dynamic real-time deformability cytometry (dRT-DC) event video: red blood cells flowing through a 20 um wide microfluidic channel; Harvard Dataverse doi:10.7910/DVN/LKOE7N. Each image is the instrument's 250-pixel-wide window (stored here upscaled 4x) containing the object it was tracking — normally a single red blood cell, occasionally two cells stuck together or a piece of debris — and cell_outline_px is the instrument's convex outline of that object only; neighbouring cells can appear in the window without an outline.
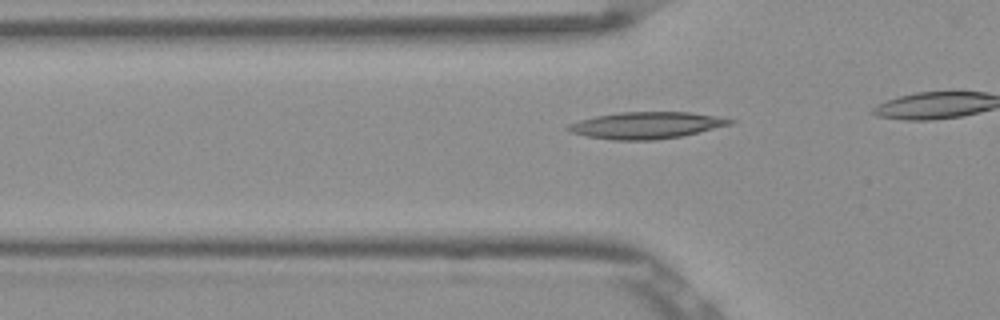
{"species": "Egyptian fruit bat (a non-hibernating species)", "species_latin": "Rousettus aegyptiacus", "temperature_condition": "room temperature", "stored_images_in_passage": 9, "camera_frame_rate_fps": 3000, "um_per_image_px": 0.085, "frame": {"image": 1, "passage_image": 3, "time_ms": 0.667, "image_size_px": [1000, 320], "cell_outline_px": [[736, 120], [732, 124], [684, 136], [656, 140], [612, 140], [588, 136], [572, 132], [564, 128], [568, 124], [580, 120], [596, 116], [620, 112], [688, 112], [716, 116]], "centroid_in_image_um": [54.96, 10.65], "position_along_channel_um": 70.8, "area_um2": 25.2}}
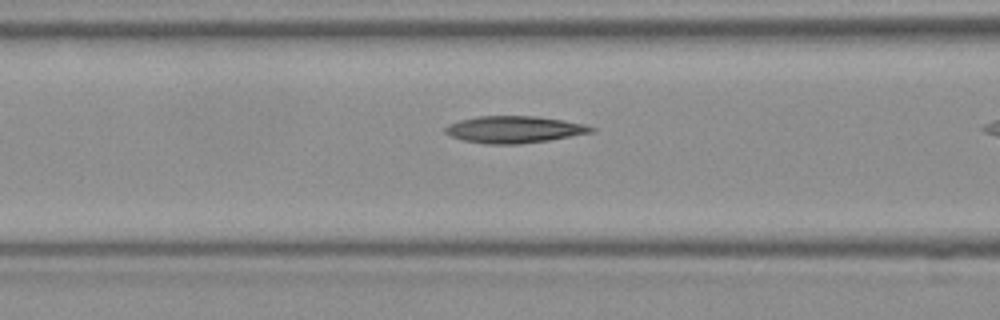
{"frame": {"image": 2, "passage_image": 7, "time_ms": 2.0, "image_size_px": [1000, 320], "cell_outline_px": [[596, 128], [592, 132], [548, 140], [520, 144], [484, 144], [464, 140], [452, 136], [444, 132], [444, 128], [448, 124], [460, 120], [476, 116], [536, 116], [584, 124]], "centroid_in_image_um": [43.66, 11.0], "position_along_channel_um": 122.9, "area_um2": 22.72}}